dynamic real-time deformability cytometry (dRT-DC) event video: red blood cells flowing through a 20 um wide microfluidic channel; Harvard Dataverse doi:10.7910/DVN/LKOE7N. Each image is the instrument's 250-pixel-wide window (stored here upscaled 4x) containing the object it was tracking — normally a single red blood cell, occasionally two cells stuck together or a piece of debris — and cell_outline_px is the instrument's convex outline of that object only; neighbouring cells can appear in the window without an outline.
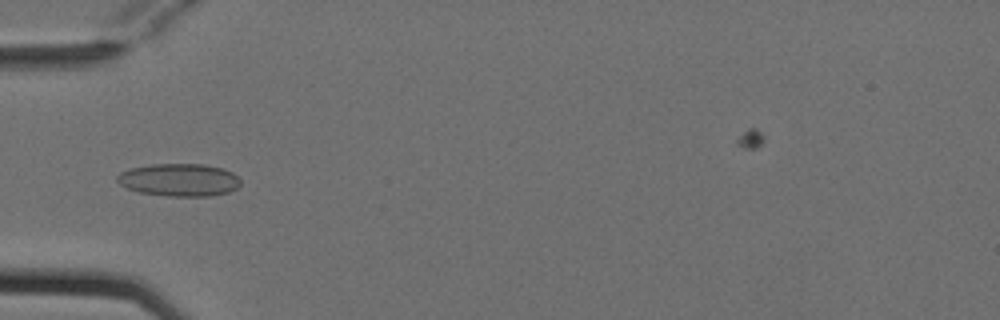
{"species": "Egyptian fruit bat (a non-hibernating species)", "species_latin": "Rousettus aegyptiacus", "temperature_condition": "cold", "stored_images_in_passage": 5, "camera_frame_rate_fps": 3000, "um_per_image_px": 0.085, "animal": {"sex": "female"}, "frame": {"image": 1, "passage_image": 5, "time_ms": 1.333, "image_size_px": [1000, 320], "cell_outline_px": [[240, 184], [236, 188], [228, 192], [208, 196], [168, 196], [140, 192], [128, 188], [120, 184], [116, 180], [116, 176], [120, 172], [132, 168], [152, 164], [204, 164], [224, 168], [232, 172], [240, 180]], "centroid_in_image_um": [15.23, 15.28], "position_along_channel_um": 69.8, "area_um2": 23.41}}